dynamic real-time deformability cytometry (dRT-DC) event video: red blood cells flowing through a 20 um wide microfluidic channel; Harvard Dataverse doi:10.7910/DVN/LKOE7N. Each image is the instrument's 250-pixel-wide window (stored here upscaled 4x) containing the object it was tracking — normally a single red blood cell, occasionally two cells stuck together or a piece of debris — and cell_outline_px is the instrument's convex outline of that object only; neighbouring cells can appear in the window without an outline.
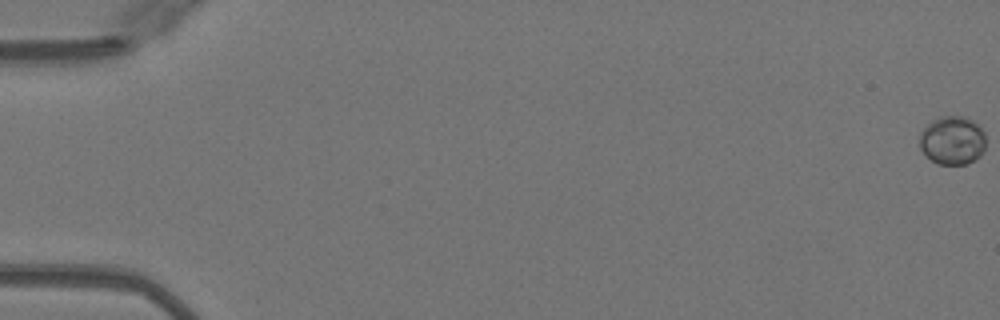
{"species": "Egyptian fruit bat (a non-hibernating species)", "species_latin": "Rousettus aegyptiacus", "temperature_condition": "warm", "stored_images_in_passage": 14, "camera_frame_rate_fps": 3000, "um_per_image_px": 0.085, "animal": {"sex": "female"}, "frame": {"image": 1, "passage_image": 1, "time_ms": 0.0, "image_size_px": [1000, 320], "cell_outline_px": [[984, 152], [976, 160], [968, 164], [936, 164], [920, 148], [920, 132], [932, 120], [940, 116], [968, 116], [980, 124], [984, 132]], "centroid_in_image_um": [80.99, 11.91], "position_along_channel_um": 4.0, "area_um2": 19.02}}